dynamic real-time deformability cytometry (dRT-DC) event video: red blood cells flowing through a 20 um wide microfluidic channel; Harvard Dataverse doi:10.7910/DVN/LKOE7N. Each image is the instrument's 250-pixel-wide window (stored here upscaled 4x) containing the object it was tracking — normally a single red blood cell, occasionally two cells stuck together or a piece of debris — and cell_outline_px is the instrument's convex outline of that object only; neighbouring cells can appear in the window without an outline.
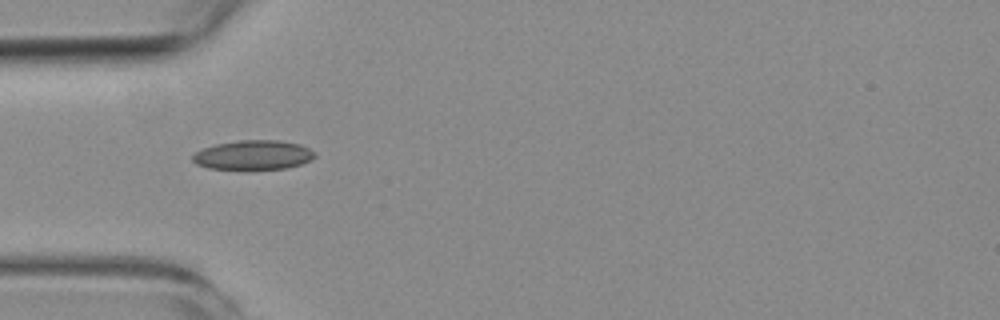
{"species": "common noctule bat (a hibernating species)", "species_latin": "Nyctalus noctula", "temperature_condition": "room temperature", "stored_images_in_passage": 6, "camera_frame_rate_fps": 3000, "um_per_image_px": 0.085, "animal": {"sex": "female", "body_mass_g": 19.3, "forearm_length_mm": 54.1}, "frame": {"image": 1, "passage_image": 1, "time_ms": 0.0, "image_size_px": [1000, 320], "cell_outline_px": [[316, 156], [312, 160], [288, 168], [208, 168], [196, 164], [192, 160], [192, 156], [196, 152], [204, 148], [216, 144], [240, 140], [280, 140], [300, 144], [316, 152]], "centroid_in_image_um": [21.57, 13.16], "position_along_channel_um": 63.4, "area_um2": 20.69}}
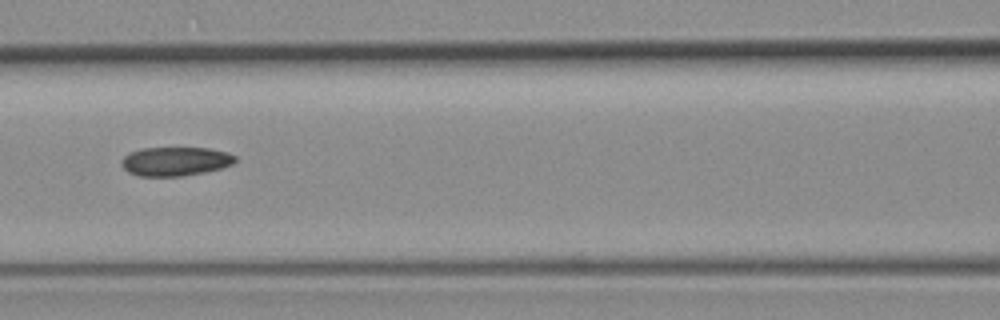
{"frame": {"image": 2, "passage_image": 3, "time_ms": 2.333, "image_size_px": [1000, 320], "cell_outline_px": [[236, 160], [232, 164], [220, 168], [204, 172], [180, 176], [136, 176], [128, 172], [120, 164], [124, 156], [132, 152], [144, 148], [208, 148], [228, 152], [236, 156]], "centroid_in_image_um": [14.9, 13.72], "position_along_channel_um": 151.7, "area_um2": 19.07}}
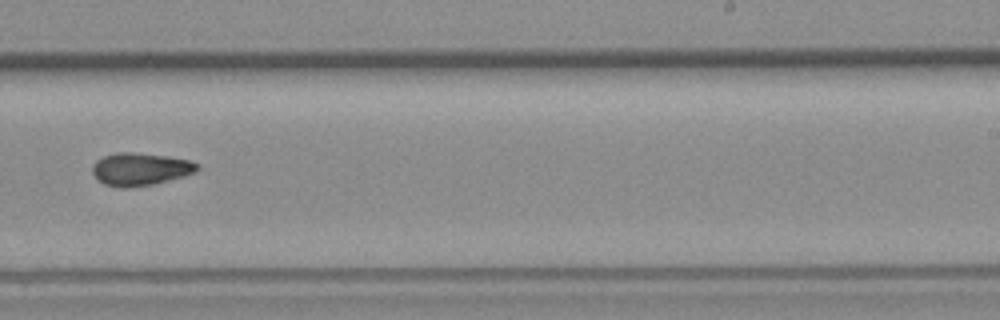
{"frame": {"image": 3, "passage_image": 6, "time_ms": 5.667, "image_size_px": [1000, 320], "cell_outline_px": [[200, 168], [196, 172], [184, 176], [152, 184], [132, 188], [120, 188], [104, 184], [92, 172], [92, 164], [96, 160], [104, 156], [116, 152], [132, 152], [164, 156], [188, 160], [200, 164]], "centroid_in_image_um": [11.92, 14.38], "position_along_channel_um": 277.1, "area_um2": 19.94}}